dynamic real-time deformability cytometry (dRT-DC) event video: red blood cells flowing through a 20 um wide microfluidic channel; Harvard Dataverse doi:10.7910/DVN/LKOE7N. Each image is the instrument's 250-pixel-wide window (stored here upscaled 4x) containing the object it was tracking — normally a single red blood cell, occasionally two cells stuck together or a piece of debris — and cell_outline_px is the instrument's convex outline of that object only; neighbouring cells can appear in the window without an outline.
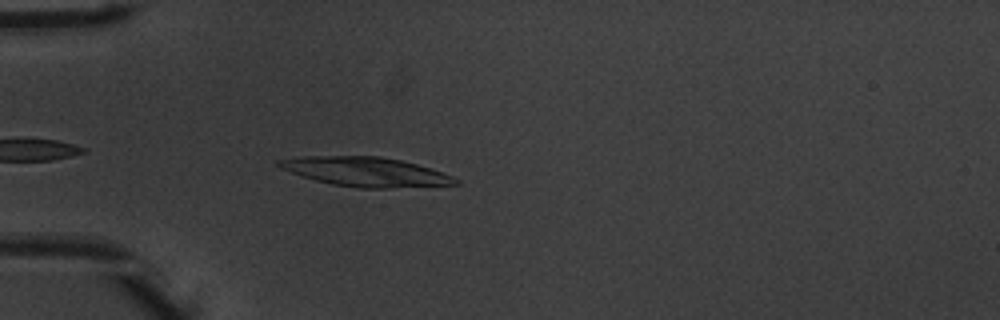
{"species": "common noctule bat (a hibernating species)", "species_latin": "Nyctalus noctula", "temperature_condition": "warm", "stored_images_in_passage": 14, "camera_frame_rate_fps": 3000, "um_per_image_px": 0.085, "animal": {"sex": "male", "body_mass_g": 20.1, "forearm_length_mm": 53.5}, "frame": {"image": 1, "passage_image": 3, "time_ms": 0.667, "image_size_px": [1000, 320], "cell_outline_px": [[460, 184], [388, 188], [356, 188], [332, 184], [300, 176], [280, 168], [276, 164], [276, 160], [300, 156], [380, 156], [400, 160], [432, 168], [452, 176], [460, 180]], "centroid_in_image_um": [31.06, 14.6], "position_along_channel_um": 53.9, "area_um2": 30.29}}